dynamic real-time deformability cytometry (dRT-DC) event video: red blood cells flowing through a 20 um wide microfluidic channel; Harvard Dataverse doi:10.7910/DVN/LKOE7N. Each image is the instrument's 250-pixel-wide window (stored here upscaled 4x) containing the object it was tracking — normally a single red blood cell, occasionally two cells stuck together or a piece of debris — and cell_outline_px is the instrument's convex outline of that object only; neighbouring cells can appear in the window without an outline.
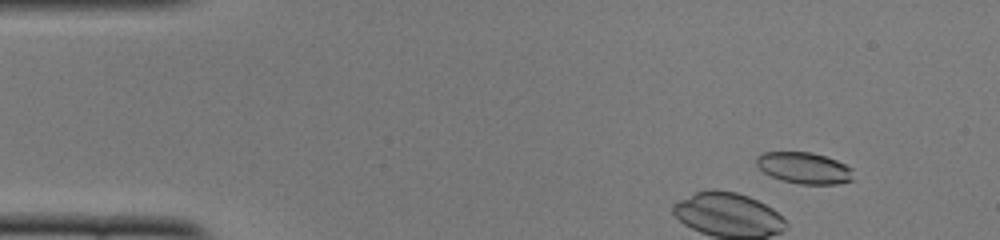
{"species": "common noctule bat (a hibernating species)", "species_latin": "Nyctalus noctula", "temperature_condition": "cold", "stored_images_in_passage": 9, "camera_frame_rate_fps": 3000, "um_per_image_px": 0.085, "animal": {"sex": "female", "body_mass_g": 22.0, "forearm_length_mm": 56.7}, "frame": {"image": 1, "passage_image": 1, "time_ms": 0.0, "image_size_px": [1000, 240], "cell_outline_px": [[852, 180], [836, 184], [800, 184], [780, 180], [764, 172], [756, 164], [756, 156], [764, 152], [812, 152], [836, 160], [852, 168]], "centroid_in_image_um": [68.33, 14.27], "position_along_channel_um": 16.7, "area_um2": 17.63}}